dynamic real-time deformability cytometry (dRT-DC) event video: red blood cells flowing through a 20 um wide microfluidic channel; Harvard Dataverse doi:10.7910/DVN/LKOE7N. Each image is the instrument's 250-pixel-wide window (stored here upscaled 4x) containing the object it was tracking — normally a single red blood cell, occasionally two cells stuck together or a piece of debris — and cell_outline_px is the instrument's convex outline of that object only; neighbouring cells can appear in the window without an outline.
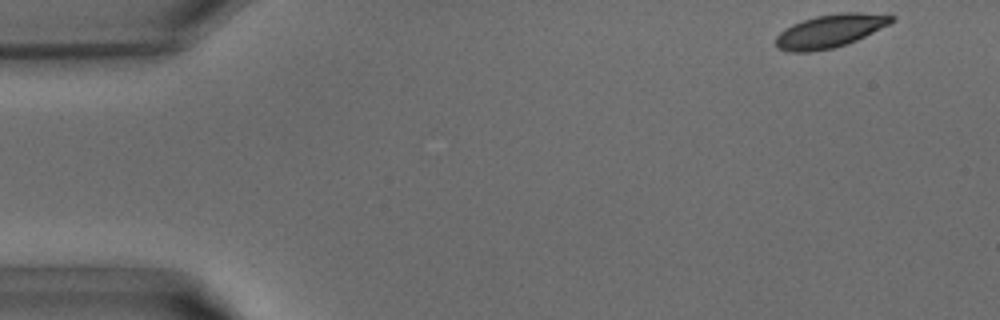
{"species": "common noctule bat (a hibernating species)", "species_latin": "Nyctalus noctula", "temperature_condition": "warm", "stored_images_in_passage": 38, "camera_frame_rate_fps": 3000, "um_per_image_px": 0.085, "animal": {"sex": "male", "body_mass_g": 15.6}, "frame": {"image": 1, "passage_image": 1, "time_ms": 0.0, "image_size_px": [1000, 320], "cell_outline_px": [[896, 20], [856, 40], [832, 48], [812, 52], [788, 52], [776, 48], [776, 36], [784, 28], [792, 24], [816, 16], [840, 12], [856, 12], [896, 16]], "centroid_in_image_um": [70.5, 2.64], "position_along_channel_um": 14.5, "area_um2": 22.2}}
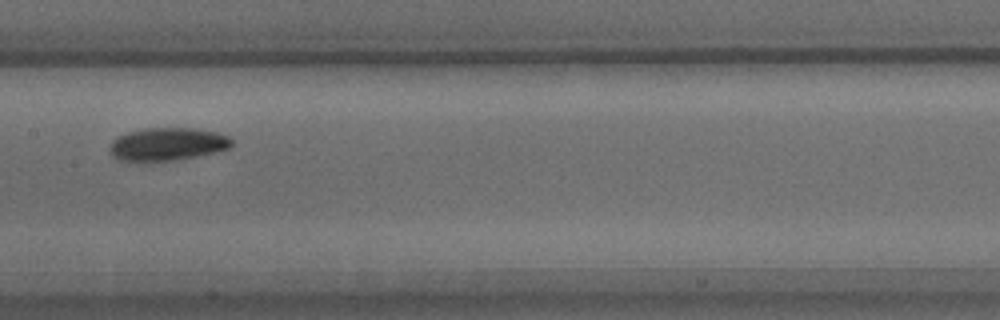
{"frame": {"image": 2, "passage_image": 18, "time_ms": 5.667, "image_size_px": [1000, 320], "cell_outline_px": [[232, 144], [228, 148], [196, 156], [172, 160], [120, 160], [112, 156], [108, 148], [112, 140], [128, 132], [144, 128], [196, 128], [216, 132], [228, 136], [232, 140]], "centroid_in_image_um": [14.21, 12.23], "position_along_channel_um": 193.2, "area_um2": 23.0}}
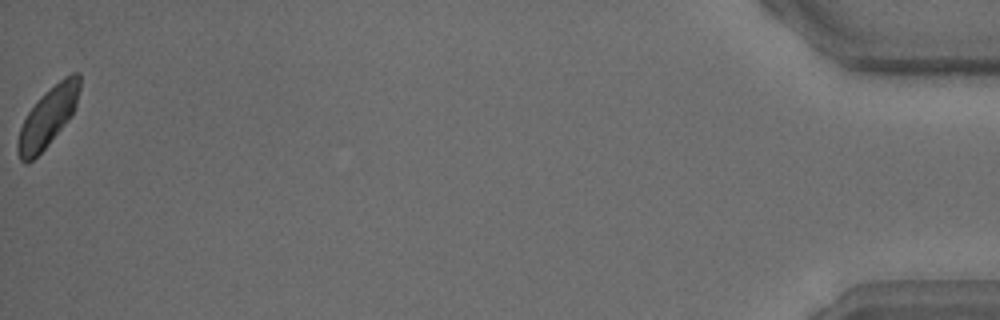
{"frame": {"image": 3, "passage_image": 38, "time_ms": 12.333, "image_size_px": [1000, 320], "cell_outline_px": [[80, 88], [76, 104], [72, 112], [64, 124], [48, 144], [28, 164], [24, 164], [20, 160], [16, 152], [16, 144], [20, 128], [28, 112], [36, 100], [40, 96], [64, 76], [72, 72], [80, 72]], "centroid_in_image_um": [4.04, 9.94], "position_along_channel_um": 431.2, "area_um2": 21.21}}